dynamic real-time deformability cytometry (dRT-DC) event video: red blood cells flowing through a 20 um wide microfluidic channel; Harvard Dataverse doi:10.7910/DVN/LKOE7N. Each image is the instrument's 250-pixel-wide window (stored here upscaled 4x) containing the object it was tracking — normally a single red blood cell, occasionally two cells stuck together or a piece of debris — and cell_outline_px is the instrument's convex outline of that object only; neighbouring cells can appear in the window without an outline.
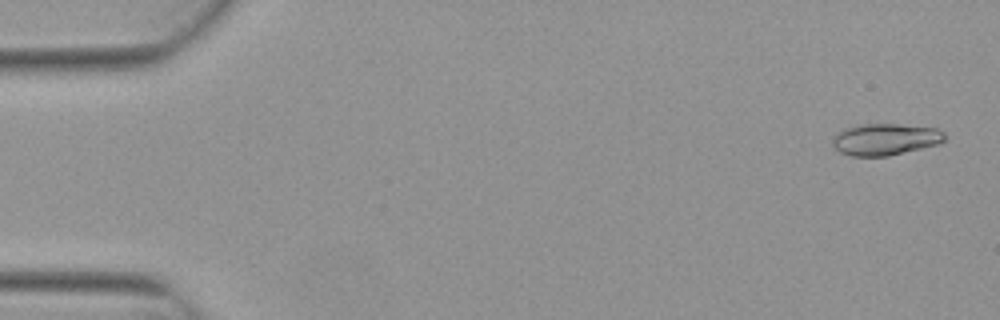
{"species": "Egyptian fruit bat (a non-hibernating species)", "species_latin": "Rousettus aegyptiacus", "temperature_condition": "warm", "stored_images_in_passage": 5, "camera_frame_rate_fps": 3000, "um_per_image_px": 0.085, "animal": {"sex": "female"}, "frame": {"image": 1, "passage_image": 1, "time_ms": 0.0, "image_size_px": [1000, 320], "cell_outline_px": [[944, 140], [940, 144], [888, 156], [852, 156], [840, 152], [832, 148], [832, 136], [836, 132], [844, 128], [860, 124], [900, 124], [936, 128], [944, 132]], "centroid_in_image_um": [75.2, 11.84], "position_along_channel_um": 9.8, "area_um2": 20.98}}
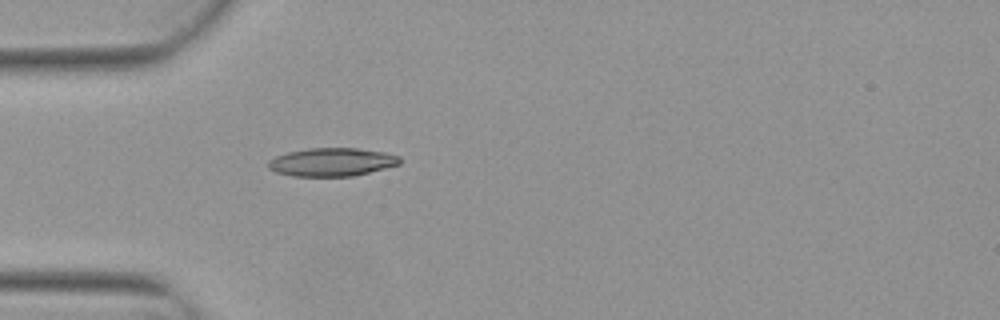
{"frame": {"image": 2, "passage_image": 5, "time_ms": 1.333, "image_size_px": [1000, 320], "cell_outline_px": [[400, 164], [352, 176], [292, 176], [276, 172], [268, 168], [268, 160], [276, 156], [288, 152], [308, 148], [356, 148], [384, 152], [400, 156]], "centroid_in_image_um": [28.18, 13.77], "position_along_channel_um": 56.8, "area_um2": 21.56}}